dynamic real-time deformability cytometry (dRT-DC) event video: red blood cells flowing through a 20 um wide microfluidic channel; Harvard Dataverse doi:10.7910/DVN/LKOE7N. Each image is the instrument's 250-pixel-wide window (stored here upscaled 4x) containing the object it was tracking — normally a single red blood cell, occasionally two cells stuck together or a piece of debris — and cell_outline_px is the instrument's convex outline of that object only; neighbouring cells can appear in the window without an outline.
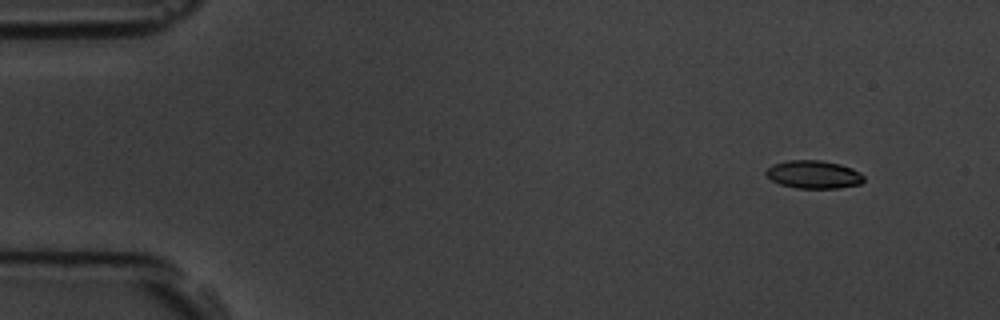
{"species": "common noctule bat (a hibernating species)", "species_latin": "Nyctalus noctula", "temperature_condition": "room temperature", "stored_images_in_passage": 4, "camera_frame_rate_fps": 3000, "um_per_image_px": 0.085, "animal": {"sex": "male", "body_mass_g": 19.5, "forearm_length_mm": 54.6}, "frame": {"image": 1, "passage_image": 1, "time_ms": 0.0, "image_size_px": [1000, 320], "cell_outline_px": [[864, 180], [860, 184], [836, 188], [796, 188], [780, 184], [772, 180], [764, 172], [772, 164], [788, 160], [820, 160], [840, 164], [852, 168], [860, 172], [864, 176]], "centroid_in_image_um": [69.16, 14.82], "position_along_channel_um": 15.8, "area_um2": 15.95}}
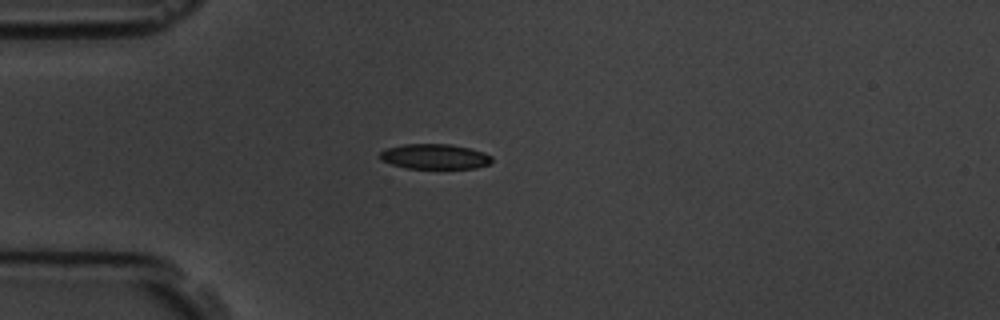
{"frame": {"image": 2, "passage_image": 4, "time_ms": 3.333, "image_size_px": [1000, 320], "cell_outline_px": [[492, 164], [476, 168], [408, 168], [392, 164], [380, 160], [380, 152], [384, 148], [404, 144], [448, 144], [468, 148], [484, 152], [492, 156]], "centroid_in_image_um": [36.96, 13.3], "position_along_channel_um": 48.0, "area_um2": 16.42}}